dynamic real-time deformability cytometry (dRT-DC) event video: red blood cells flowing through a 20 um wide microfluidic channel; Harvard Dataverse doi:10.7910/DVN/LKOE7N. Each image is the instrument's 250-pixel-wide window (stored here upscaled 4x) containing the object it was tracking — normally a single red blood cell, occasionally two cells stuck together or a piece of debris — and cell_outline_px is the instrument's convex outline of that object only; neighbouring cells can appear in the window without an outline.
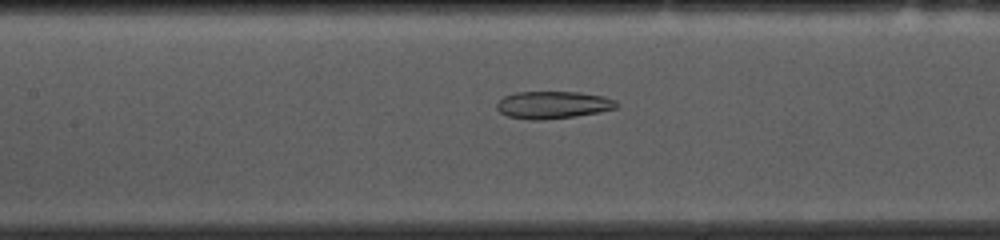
{"species": "common noctule bat (a hibernating species)", "species_latin": "Nyctalus noctula", "temperature_condition": "cold", "stored_images_in_passage": 47, "camera_frame_rate_fps": 3000, "um_per_image_px": 0.085, "animal": {"sex": "female", "body_mass_g": 10.0, "forearm_length_mm": 53.1}, "frame": {"image": 1, "passage_image": 17, "time_ms": 5.333, "image_size_px": [1000, 240], "cell_outline_px": [[620, 104], [616, 108], [600, 112], [576, 116], [540, 120], [532, 120], [508, 116], [500, 112], [496, 108], [496, 104], [504, 96], [516, 92], [576, 92], [604, 96], [616, 100]], "centroid_in_image_um": [47.02, 8.91], "position_along_channel_um": 160.4, "area_um2": 19.13}}
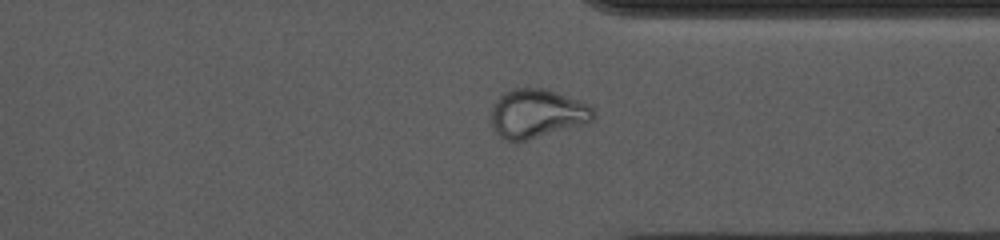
{"frame": {"image": 2, "passage_image": 34, "time_ms": 11.0, "image_size_px": [1000, 240], "cell_outline_px": [[596, 116], [592, 120], [520, 144], [504, 140], [492, 128], [492, 104], [504, 92], [516, 88], [544, 88], [556, 92], [588, 104], [596, 112]], "centroid_in_image_um": [45.6, 9.68], "position_along_channel_um": 365.8, "area_um2": 29.3}}
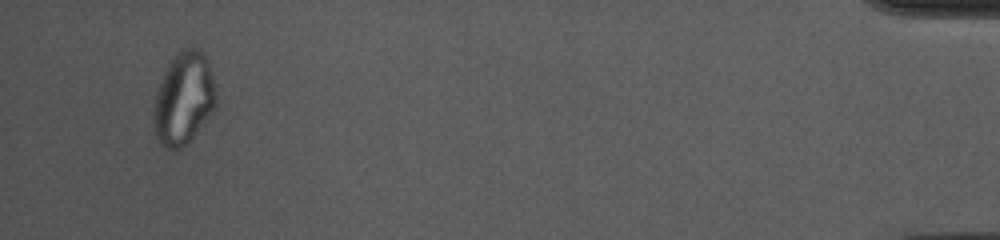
{"frame": {"image": 3, "passage_image": 45, "time_ms": 14.667, "image_size_px": [1000, 240], "cell_outline_px": [[216, 108], [188, 144], [176, 152], [168, 152], [160, 144], [156, 136], [152, 120], [156, 96], [160, 84], [168, 64], [184, 48], [200, 48], [204, 52], [216, 84]], "centroid_in_image_um": [15.64, 8.45], "position_along_channel_um": 419.6, "area_um2": 34.04}, "authors_computed_cell_mechanics": {"area_um2": 23.7558, "velocity_mm_per_s": 3.6631, "shape_relaxation_time_tau1_ms": null, "shape_relaxation_time_tau2_ms": 2.6322, "deformation_change_tau1": null, "deformation_change_tau2": 0.0893}}